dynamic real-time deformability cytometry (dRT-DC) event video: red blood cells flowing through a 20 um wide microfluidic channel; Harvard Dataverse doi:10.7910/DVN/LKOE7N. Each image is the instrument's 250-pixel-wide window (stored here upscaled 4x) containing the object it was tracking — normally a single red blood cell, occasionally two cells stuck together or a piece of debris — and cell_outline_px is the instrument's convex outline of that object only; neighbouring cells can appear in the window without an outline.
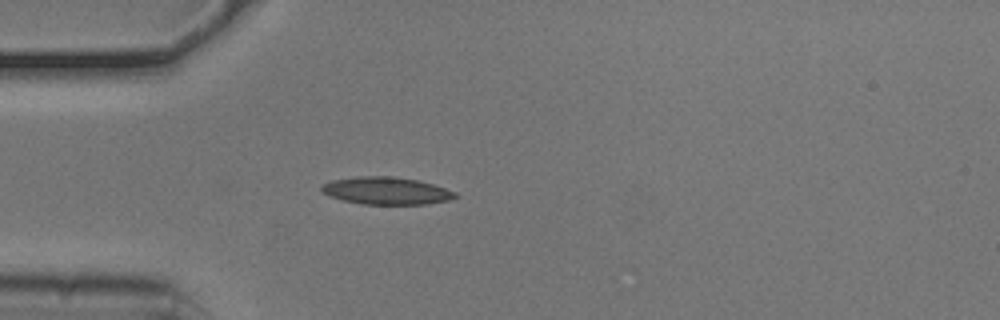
{"species": "common noctule bat (a hibernating species)", "species_latin": "Nyctalus noctula", "temperature_condition": "cold", "stored_images_in_passage": 6, "camera_frame_rate_fps": 3000, "um_per_image_px": 0.085, "animal": {"sex": "male", "body_mass_g": 20.5, "forearm_length_mm": 52.5}, "frame": {"image": 1, "passage_image": 1, "time_ms": 0.0, "image_size_px": [1000, 320], "cell_outline_px": [[460, 196], [448, 200], [428, 204], [364, 204], [344, 200], [328, 196], [320, 192], [320, 184], [332, 180], [360, 176], [392, 176], [416, 180], [432, 184], [456, 192]], "centroid_in_image_um": [32.8, 16.21], "position_along_channel_um": 52.2, "area_um2": 21.39}}
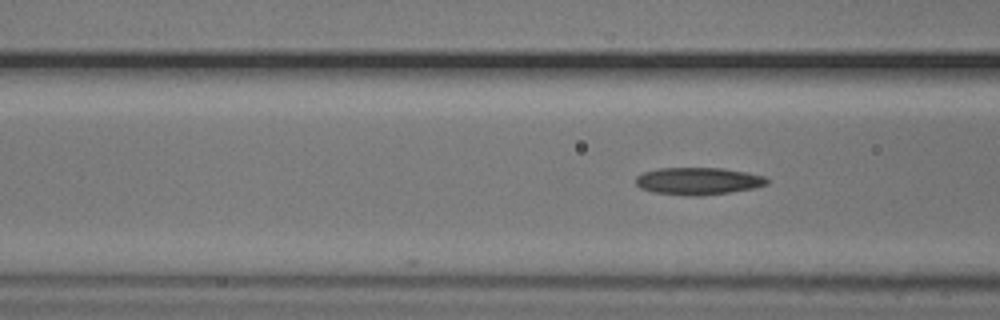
{"frame": {"image": 2, "passage_image": 6, "time_ms": 1.667, "image_size_px": [1000, 320], "cell_outline_px": [[768, 184], [756, 188], [700, 196], [688, 196], [652, 192], [640, 188], [636, 184], [636, 176], [644, 172], [660, 168], [724, 168], [764, 176], [768, 180]], "centroid_in_image_um": [59.33, 15.39], "position_along_channel_um": 107.3, "area_um2": 20.87}}